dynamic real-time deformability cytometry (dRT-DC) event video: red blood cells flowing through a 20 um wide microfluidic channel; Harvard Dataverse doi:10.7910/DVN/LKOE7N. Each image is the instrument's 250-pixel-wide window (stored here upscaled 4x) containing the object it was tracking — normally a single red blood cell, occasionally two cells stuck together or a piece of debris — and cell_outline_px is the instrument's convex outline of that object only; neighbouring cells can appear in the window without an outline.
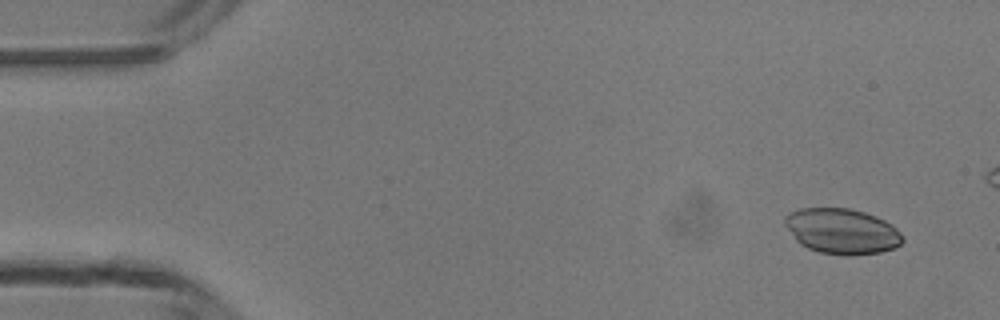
{"species": "common noctule bat (a hibernating species)", "species_latin": "Nyctalus noctula", "temperature_condition": "room temperature", "stored_images_in_passage": 5, "camera_frame_rate_fps": 3000, "um_per_image_px": 0.085, "animal": {"sex": "male", "body_mass_g": 13.3}, "frame": {"image": 1, "passage_image": 1, "time_ms": 0.0, "image_size_px": [1000, 320], "cell_outline_px": [[904, 240], [900, 244], [892, 248], [880, 252], [852, 256], [844, 256], [820, 252], [808, 248], [800, 244], [796, 240], [784, 224], [784, 216], [800, 208], [848, 208], [864, 212], [876, 216], [892, 224], [904, 236]], "centroid_in_image_um": [71.57, 19.66], "position_along_channel_um": 13.4, "area_um2": 31.27}}